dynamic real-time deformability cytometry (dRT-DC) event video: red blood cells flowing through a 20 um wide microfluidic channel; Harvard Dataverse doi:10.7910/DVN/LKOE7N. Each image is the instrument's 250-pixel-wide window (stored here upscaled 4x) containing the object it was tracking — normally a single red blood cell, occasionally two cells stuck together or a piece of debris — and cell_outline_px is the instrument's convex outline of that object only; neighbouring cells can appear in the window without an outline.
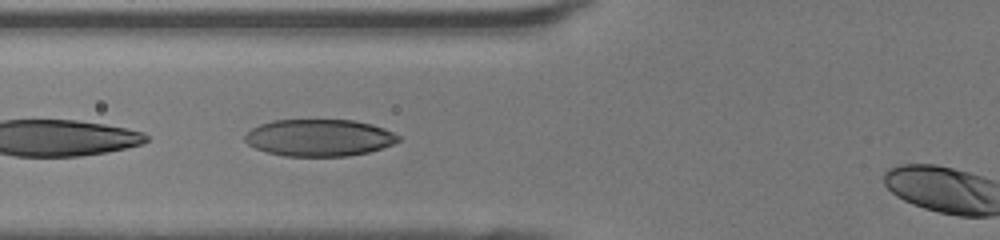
{"species": "human", "species_latin": "Homo sapiens", "temperature_condition": "room temperature", "stored_images_in_passage": 30, "camera_frame_rate_fps": 3000, "um_per_image_px": 0.085, "donor": {"sex": "female"}, "frame": {"image": 1, "passage_image": 5, "time_ms": 1.333, "image_size_px": [1000, 240], "cell_outline_px": [[400, 140], [392, 144], [368, 152], [348, 156], [284, 156], [268, 152], [256, 148], [248, 144], [244, 140], [244, 136], [252, 128], [260, 124], [272, 120], [352, 120], [372, 124], [384, 128], [400, 136]], "centroid_in_image_um": [27.12, 11.7], "position_along_channel_um": 98.7, "area_um2": 32.95}}
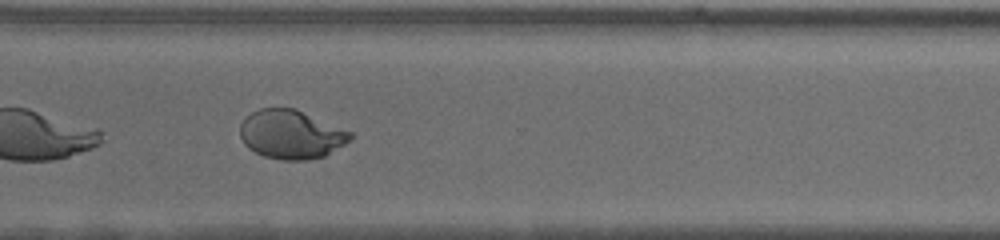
{"frame": {"image": 2, "passage_image": 22, "time_ms": 7.0, "image_size_px": [1000, 240], "cell_outline_px": [[352, 140], [324, 156], [308, 160], [280, 160], [264, 156], [248, 148], [244, 144], [240, 136], [240, 124], [252, 112], [260, 108], [296, 108], [352, 132]], "centroid_in_image_um": [24.75, 11.43], "position_along_channel_um": 345.8, "area_um2": 31.44}}